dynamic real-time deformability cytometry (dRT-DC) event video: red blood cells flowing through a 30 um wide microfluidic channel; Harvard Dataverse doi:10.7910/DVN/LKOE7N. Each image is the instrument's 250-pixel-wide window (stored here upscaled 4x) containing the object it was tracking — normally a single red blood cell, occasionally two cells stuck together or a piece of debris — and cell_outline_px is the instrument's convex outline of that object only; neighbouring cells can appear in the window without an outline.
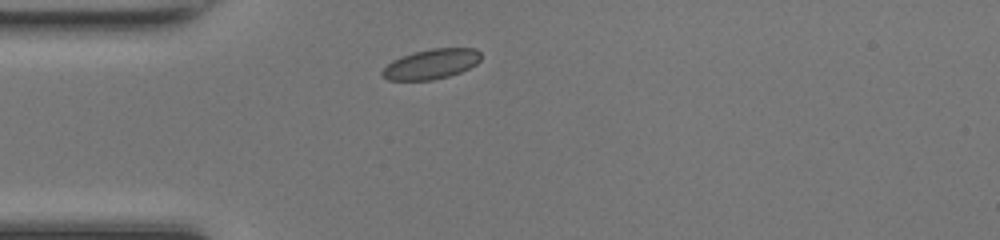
{"species": "common noctule bat (a hibernating species)", "species_latin": "Nyctalus noctula", "temperature_condition": "room temperature", "stored_images_in_passage": 37, "camera_frame_rate_fps": 3000, "um_per_image_px": 0.085, "animal": {"sex": "female", "body_mass_g": 17.0, "forearm_length_mm": 48.0}, "frame": {"image": 1, "passage_image": 1, "time_ms": 0.0, "image_size_px": [1000, 240], "cell_outline_px": [[480, 60], [476, 64], [460, 72], [448, 76], [432, 80], [388, 80], [380, 76], [380, 72], [392, 60], [400, 56], [412, 52], [432, 48], [476, 48], [480, 52]], "centroid_in_image_um": [36.62, 5.44], "position_along_channel_um": 48.4, "area_um2": 17.34}}
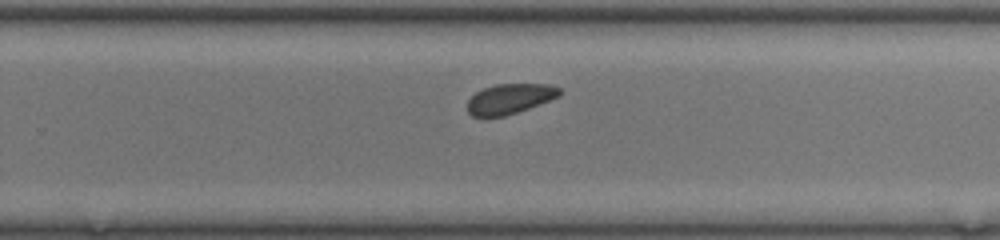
{"frame": {"image": 2, "passage_image": 19, "time_ms": 6.0, "image_size_px": [1000, 240], "cell_outline_px": [[560, 96], [528, 108], [504, 116], [472, 116], [468, 112], [468, 100], [476, 92], [484, 88], [496, 84], [548, 84], [560, 88]], "centroid_in_image_um": [43.33, 8.39], "position_along_channel_um": 286.5, "area_um2": 15.9}}
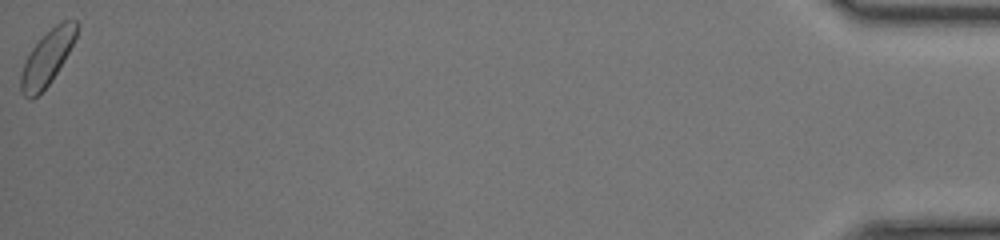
{"frame": {"image": 3, "passage_image": 37, "time_ms": 12.0, "image_size_px": [1000, 240], "cell_outline_px": [[80, 28], [64, 60], [52, 80], [32, 100], [28, 100], [20, 92], [20, 72], [28, 52], [56, 24], [64, 20], [76, 20], [80, 24]], "centroid_in_image_um": [3.99, 4.93], "position_along_channel_um": 431.2, "area_um2": 17.69}}